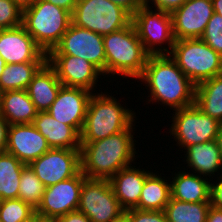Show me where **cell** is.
I'll return each mask as SVG.
<instances>
[{"instance_id":"cell-32","label":"cell","mask_w":222,"mask_h":222,"mask_svg":"<svg viewBox=\"0 0 222 222\" xmlns=\"http://www.w3.org/2000/svg\"><path fill=\"white\" fill-rule=\"evenodd\" d=\"M201 39L222 56V16L212 15Z\"/></svg>"},{"instance_id":"cell-48","label":"cell","mask_w":222,"mask_h":222,"mask_svg":"<svg viewBox=\"0 0 222 222\" xmlns=\"http://www.w3.org/2000/svg\"><path fill=\"white\" fill-rule=\"evenodd\" d=\"M21 222H33V214L29 218L22 220Z\"/></svg>"},{"instance_id":"cell-6","label":"cell","mask_w":222,"mask_h":222,"mask_svg":"<svg viewBox=\"0 0 222 222\" xmlns=\"http://www.w3.org/2000/svg\"><path fill=\"white\" fill-rule=\"evenodd\" d=\"M169 55L195 85L222 75V56L201 38L175 40Z\"/></svg>"},{"instance_id":"cell-10","label":"cell","mask_w":222,"mask_h":222,"mask_svg":"<svg viewBox=\"0 0 222 222\" xmlns=\"http://www.w3.org/2000/svg\"><path fill=\"white\" fill-rule=\"evenodd\" d=\"M78 211L91 222H110L124 213L114 195L109 179H89L83 181Z\"/></svg>"},{"instance_id":"cell-39","label":"cell","mask_w":222,"mask_h":222,"mask_svg":"<svg viewBox=\"0 0 222 222\" xmlns=\"http://www.w3.org/2000/svg\"><path fill=\"white\" fill-rule=\"evenodd\" d=\"M8 128V122L0 114V152H6Z\"/></svg>"},{"instance_id":"cell-37","label":"cell","mask_w":222,"mask_h":222,"mask_svg":"<svg viewBox=\"0 0 222 222\" xmlns=\"http://www.w3.org/2000/svg\"><path fill=\"white\" fill-rule=\"evenodd\" d=\"M114 4H117L127 10L133 15L138 8L144 6L143 0H111Z\"/></svg>"},{"instance_id":"cell-7","label":"cell","mask_w":222,"mask_h":222,"mask_svg":"<svg viewBox=\"0 0 222 222\" xmlns=\"http://www.w3.org/2000/svg\"><path fill=\"white\" fill-rule=\"evenodd\" d=\"M71 20L76 26L106 35L127 27L132 15L111 0H78Z\"/></svg>"},{"instance_id":"cell-4","label":"cell","mask_w":222,"mask_h":222,"mask_svg":"<svg viewBox=\"0 0 222 222\" xmlns=\"http://www.w3.org/2000/svg\"><path fill=\"white\" fill-rule=\"evenodd\" d=\"M135 113L121 106L113 96L93 94L89 100L80 142H94L126 130Z\"/></svg>"},{"instance_id":"cell-43","label":"cell","mask_w":222,"mask_h":222,"mask_svg":"<svg viewBox=\"0 0 222 222\" xmlns=\"http://www.w3.org/2000/svg\"><path fill=\"white\" fill-rule=\"evenodd\" d=\"M33 222H58L57 218L46 217L36 213H33Z\"/></svg>"},{"instance_id":"cell-30","label":"cell","mask_w":222,"mask_h":222,"mask_svg":"<svg viewBox=\"0 0 222 222\" xmlns=\"http://www.w3.org/2000/svg\"><path fill=\"white\" fill-rule=\"evenodd\" d=\"M45 188V185L36 176L30 166L25 165L21 173L18 198L36 210L45 192Z\"/></svg>"},{"instance_id":"cell-33","label":"cell","mask_w":222,"mask_h":222,"mask_svg":"<svg viewBox=\"0 0 222 222\" xmlns=\"http://www.w3.org/2000/svg\"><path fill=\"white\" fill-rule=\"evenodd\" d=\"M23 11L13 0H0V30L14 28L22 24Z\"/></svg>"},{"instance_id":"cell-41","label":"cell","mask_w":222,"mask_h":222,"mask_svg":"<svg viewBox=\"0 0 222 222\" xmlns=\"http://www.w3.org/2000/svg\"><path fill=\"white\" fill-rule=\"evenodd\" d=\"M206 222H222V209L211 205L207 212Z\"/></svg>"},{"instance_id":"cell-5","label":"cell","mask_w":222,"mask_h":222,"mask_svg":"<svg viewBox=\"0 0 222 222\" xmlns=\"http://www.w3.org/2000/svg\"><path fill=\"white\" fill-rule=\"evenodd\" d=\"M71 13L44 0L23 11L22 25L35 43L48 54L71 24Z\"/></svg>"},{"instance_id":"cell-3","label":"cell","mask_w":222,"mask_h":222,"mask_svg":"<svg viewBox=\"0 0 222 222\" xmlns=\"http://www.w3.org/2000/svg\"><path fill=\"white\" fill-rule=\"evenodd\" d=\"M106 74L139 78L150 54L144 49L132 22L118 31L103 35Z\"/></svg>"},{"instance_id":"cell-16","label":"cell","mask_w":222,"mask_h":222,"mask_svg":"<svg viewBox=\"0 0 222 222\" xmlns=\"http://www.w3.org/2000/svg\"><path fill=\"white\" fill-rule=\"evenodd\" d=\"M92 95V92L83 88L62 86L47 112L55 120L72 126L80 134Z\"/></svg>"},{"instance_id":"cell-14","label":"cell","mask_w":222,"mask_h":222,"mask_svg":"<svg viewBox=\"0 0 222 222\" xmlns=\"http://www.w3.org/2000/svg\"><path fill=\"white\" fill-rule=\"evenodd\" d=\"M212 0H187L172 11L175 40L201 38L214 14Z\"/></svg>"},{"instance_id":"cell-13","label":"cell","mask_w":222,"mask_h":222,"mask_svg":"<svg viewBox=\"0 0 222 222\" xmlns=\"http://www.w3.org/2000/svg\"><path fill=\"white\" fill-rule=\"evenodd\" d=\"M87 177L80 171L76 176L45 188L37 214L58 218L76 211L79 206L83 181Z\"/></svg>"},{"instance_id":"cell-47","label":"cell","mask_w":222,"mask_h":222,"mask_svg":"<svg viewBox=\"0 0 222 222\" xmlns=\"http://www.w3.org/2000/svg\"><path fill=\"white\" fill-rule=\"evenodd\" d=\"M6 65V62L2 59V56L0 55V75L3 73Z\"/></svg>"},{"instance_id":"cell-38","label":"cell","mask_w":222,"mask_h":222,"mask_svg":"<svg viewBox=\"0 0 222 222\" xmlns=\"http://www.w3.org/2000/svg\"><path fill=\"white\" fill-rule=\"evenodd\" d=\"M58 222H91L82 212L76 210L57 218Z\"/></svg>"},{"instance_id":"cell-23","label":"cell","mask_w":222,"mask_h":222,"mask_svg":"<svg viewBox=\"0 0 222 222\" xmlns=\"http://www.w3.org/2000/svg\"><path fill=\"white\" fill-rule=\"evenodd\" d=\"M199 174L179 171L170 181L171 198L183 202H210L211 183Z\"/></svg>"},{"instance_id":"cell-46","label":"cell","mask_w":222,"mask_h":222,"mask_svg":"<svg viewBox=\"0 0 222 222\" xmlns=\"http://www.w3.org/2000/svg\"><path fill=\"white\" fill-rule=\"evenodd\" d=\"M110 222H129V218H128V215L124 212L118 218H116Z\"/></svg>"},{"instance_id":"cell-22","label":"cell","mask_w":222,"mask_h":222,"mask_svg":"<svg viewBox=\"0 0 222 222\" xmlns=\"http://www.w3.org/2000/svg\"><path fill=\"white\" fill-rule=\"evenodd\" d=\"M37 113L38 111L26 90L1 93L0 114L9 125L31 124Z\"/></svg>"},{"instance_id":"cell-35","label":"cell","mask_w":222,"mask_h":222,"mask_svg":"<svg viewBox=\"0 0 222 222\" xmlns=\"http://www.w3.org/2000/svg\"><path fill=\"white\" fill-rule=\"evenodd\" d=\"M152 1V5L158 10L166 11L171 13L175 9L181 7L187 0H143V4L146 7H151L149 2Z\"/></svg>"},{"instance_id":"cell-25","label":"cell","mask_w":222,"mask_h":222,"mask_svg":"<svg viewBox=\"0 0 222 222\" xmlns=\"http://www.w3.org/2000/svg\"><path fill=\"white\" fill-rule=\"evenodd\" d=\"M195 105L206 115L222 123V75L196 85Z\"/></svg>"},{"instance_id":"cell-40","label":"cell","mask_w":222,"mask_h":222,"mask_svg":"<svg viewBox=\"0 0 222 222\" xmlns=\"http://www.w3.org/2000/svg\"><path fill=\"white\" fill-rule=\"evenodd\" d=\"M44 1L52 3L55 6L61 7L69 11L71 14L73 13L76 3L78 2V0H44Z\"/></svg>"},{"instance_id":"cell-21","label":"cell","mask_w":222,"mask_h":222,"mask_svg":"<svg viewBox=\"0 0 222 222\" xmlns=\"http://www.w3.org/2000/svg\"><path fill=\"white\" fill-rule=\"evenodd\" d=\"M62 86L55 69L46 62L34 75L26 91L37 111L45 112L56 100Z\"/></svg>"},{"instance_id":"cell-27","label":"cell","mask_w":222,"mask_h":222,"mask_svg":"<svg viewBox=\"0 0 222 222\" xmlns=\"http://www.w3.org/2000/svg\"><path fill=\"white\" fill-rule=\"evenodd\" d=\"M25 166L14 155L0 152V201L17 199L22 169Z\"/></svg>"},{"instance_id":"cell-34","label":"cell","mask_w":222,"mask_h":222,"mask_svg":"<svg viewBox=\"0 0 222 222\" xmlns=\"http://www.w3.org/2000/svg\"><path fill=\"white\" fill-rule=\"evenodd\" d=\"M124 212L128 215L129 222H168L164 211L131 208Z\"/></svg>"},{"instance_id":"cell-28","label":"cell","mask_w":222,"mask_h":222,"mask_svg":"<svg viewBox=\"0 0 222 222\" xmlns=\"http://www.w3.org/2000/svg\"><path fill=\"white\" fill-rule=\"evenodd\" d=\"M45 63L7 64L0 75L1 93L12 90H26L34 75Z\"/></svg>"},{"instance_id":"cell-11","label":"cell","mask_w":222,"mask_h":222,"mask_svg":"<svg viewBox=\"0 0 222 222\" xmlns=\"http://www.w3.org/2000/svg\"><path fill=\"white\" fill-rule=\"evenodd\" d=\"M47 55H72L85 59L106 75V54L103 35L74 25L61 37L60 42Z\"/></svg>"},{"instance_id":"cell-24","label":"cell","mask_w":222,"mask_h":222,"mask_svg":"<svg viewBox=\"0 0 222 222\" xmlns=\"http://www.w3.org/2000/svg\"><path fill=\"white\" fill-rule=\"evenodd\" d=\"M187 166L200 176L211 177L222 169V156L216 140L195 144L185 148ZM205 175V176H204Z\"/></svg>"},{"instance_id":"cell-1","label":"cell","mask_w":222,"mask_h":222,"mask_svg":"<svg viewBox=\"0 0 222 222\" xmlns=\"http://www.w3.org/2000/svg\"><path fill=\"white\" fill-rule=\"evenodd\" d=\"M149 87L150 102H162L173 110L195 104L196 85L169 54L150 55L138 78Z\"/></svg>"},{"instance_id":"cell-9","label":"cell","mask_w":222,"mask_h":222,"mask_svg":"<svg viewBox=\"0 0 222 222\" xmlns=\"http://www.w3.org/2000/svg\"><path fill=\"white\" fill-rule=\"evenodd\" d=\"M174 111L170 134L181 148L216 139L221 123L206 115L195 104Z\"/></svg>"},{"instance_id":"cell-20","label":"cell","mask_w":222,"mask_h":222,"mask_svg":"<svg viewBox=\"0 0 222 222\" xmlns=\"http://www.w3.org/2000/svg\"><path fill=\"white\" fill-rule=\"evenodd\" d=\"M46 138L50 148L81 149L80 134L70 125L55 120L45 112H38L32 123Z\"/></svg>"},{"instance_id":"cell-44","label":"cell","mask_w":222,"mask_h":222,"mask_svg":"<svg viewBox=\"0 0 222 222\" xmlns=\"http://www.w3.org/2000/svg\"><path fill=\"white\" fill-rule=\"evenodd\" d=\"M214 12L222 16V0H212Z\"/></svg>"},{"instance_id":"cell-36","label":"cell","mask_w":222,"mask_h":222,"mask_svg":"<svg viewBox=\"0 0 222 222\" xmlns=\"http://www.w3.org/2000/svg\"><path fill=\"white\" fill-rule=\"evenodd\" d=\"M222 175V174H221ZM217 177V184L211 182L210 202L213 207L222 209V176Z\"/></svg>"},{"instance_id":"cell-19","label":"cell","mask_w":222,"mask_h":222,"mask_svg":"<svg viewBox=\"0 0 222 222\" xmlns=\"http://www.w3.org/2000/svg\"><path fill=\"white\" fill-rule=\"evenodd\" d=\"M133 167L123 168L109 179L114 195L124 210L135 208L138 205L143 184L152 173L149 170Z\"/></svg>"},{"instance_id":"cell-31","label":"cell","mask_w":222,"mask_h":222,"mask_svg":"<svg viewBox=\"0 0 222 222\" xmlns=\"http://www.w3.org/2000/svg\"><path fill=\"white\" fill-rule=\"evenodd\" d=\"M34 212V208L19 198L0 201V222H21Z\"/></svg>"},{"instance_id":"cell-18","label":"cell","mask_w":222,"mask_h":222,"mask_svg":"<svg viewBox=\"0 0 222 222\" xmlns=\"http://www.w3.org/2000/svg\"><path fill=\"white\" fill-rule=\"evenodd\" d=\"M50 149L46 138L31 124L9 125L6 152L25 165Z\"/></svg>"},{"instance_id":"cell-29","label":"cell","mask_w":222,"mask_h":222,"mask_svg":"<svg viewBox=\"0 0 222 222\" xmlns=\"http://www.w3.org/2000/svg\"><path fill=\"white\" fill-rule=\"evenodd\" d=\"M211 202H183L170 198L164 208L168 222H206Z\"/></svg>"},{"instance_id":"cell-12","label":"cell","mask_w":222,"mask_h":222,"mask_svg":"<svg viewBox=\"0 0 222 222\" xmlns=\"http://www.w3.org/2000/svg\"><path fill=\"white\" fill-rule=\"evenodd\" d=\"M29 166L45 187H49L72 178L81 171V151L50 148Z\"/></svg>"},{"instance_id":"cell-42","label":"cell","mask_w":222,"mask_h":222,"mask_svg":"<svg viewBox=\"0 0 222 222\" xmlns=\"http://www.w3.org/2000/svg\"><path fill=\"white\" fill-rule=\"evenodd\" d=\"M13 1L21 11H25L29 7L33 6L38 0H13Z\"/></svg>"},{"instance_id":"cell-2","label":"cell","mask_w":222,"mask_h":222,"mask_svg":"<svg viewBox=\"0 0 222 222\" xmlns=\"http://www.w3.org/2000/svg\"><path fill=\"white\" fill-rule=\"evenodd\" d=\"M133 123L124 131L81 143V171L89 179H110L135 159Z\"/></svg>"},{"instance_id":"cell-15","label":"cell","mask_w":222,"mask_h":222,"mask_svg":"<svg viewBox=\"0 0 222 222\" xmlns=\"http://www.w3.org/2000/svg\"><path fill=\"white\" fill-rule=\"evenodd\" d=\"M0 55L6 64L46 63L47 54L23 25L0 30Z\"/></svg>"},{"instance_id":"cell-17","label":"cell","mask_w":222,"mask_h":222,"mask_svg":"<svg viewBox=\"0 0 222 222\" xmlns=\"http://www.w3.org/2000/svg\"><path fill=\"white\" fill-rule=\"evenodd\" d=\"M47 62L55 69L59 81L65 87L92 92L98 76L103 75L91 62L72 55H47Z\"/></svg>"},{"instance_id":"cell-8","label":"cell","mask_w":222,"mask_h":222,"mask_svg":"<svg viewBox=\"0 0 222 222\" xmlns=\"http://www.w3.org/2000/svg\"><path fill=\"white\" fill-rule=\"evenodd\" d=\"M142 6L132 15V24L136 33L150 55L170 54L175 43L173 34L172 17L169 12ZM166 42L167 47L161 48ZM158 47H155L157 46Z\"/></svg>"},{"instance_id":"cell-26","label":"cell","mask_w":222,"mask_h":222,"mask_svg":"<svg viewBox=\"0 0 222 222\" xmlns=\"http://www.w3.org/2000/svg\"><path fill=\"white\" fill-rule=\"evenodd\" d=\"M156 173H151L145 180L138 205L140 210L164 211L171 198L170 184Z\"/></svg>"},{"instance_id":"cell-45","label":"cell","mask_w":222,"mask_h":222,"mask_svg":"<svg viewBox=\"0 0 222 222\" xmlns=\"http://www.w3.org/2000/svg\"><path fill=\"white\" fill-rule=\"evenodd\" d=\"M215 140H216V143L218 145V148H219L221 156H222V123L220 124L218 134H217Z\"/></svg>"}]
</instances>
